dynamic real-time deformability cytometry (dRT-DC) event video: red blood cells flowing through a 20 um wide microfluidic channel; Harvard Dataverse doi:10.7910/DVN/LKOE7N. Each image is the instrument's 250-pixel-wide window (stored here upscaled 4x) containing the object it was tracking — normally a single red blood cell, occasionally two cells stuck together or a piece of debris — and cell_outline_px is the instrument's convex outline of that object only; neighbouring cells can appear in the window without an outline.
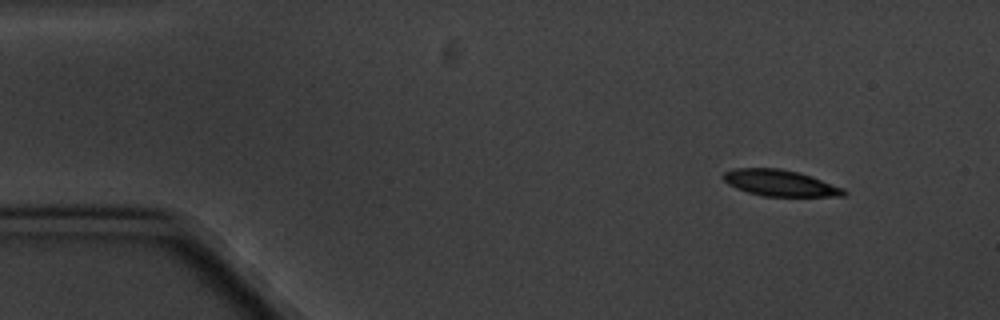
{"species": "common noctule bat (a hibernating species)", "species_latin": "Nyctalus noctula", "temperature_condition": "cold", "stored_images_in_passage": 4, "camera_frame_rate_fps": 3000, "um_per_image_px": 0.085, "animal": {"sex": "male", "body_mass_g": 20.1, "forearm_length_mm": 53.5}, "frame": {"image": 1, "passage_image": 1, "time_ms": 0.0, "image_size_px": [1000, 320], "cell_outline_px": [[848, 192], [844, 196], [764, 196], [748, 192], [736, 188], [728, 184], [720, 176], [724, 172], [736, 168], [780, 168], [800, 172], [812, 176], [844, 188]], "centroid_in_image_um": [66.31, 15.55], "position_along_channel_um": 18.7, "area_um2": 18.55}}
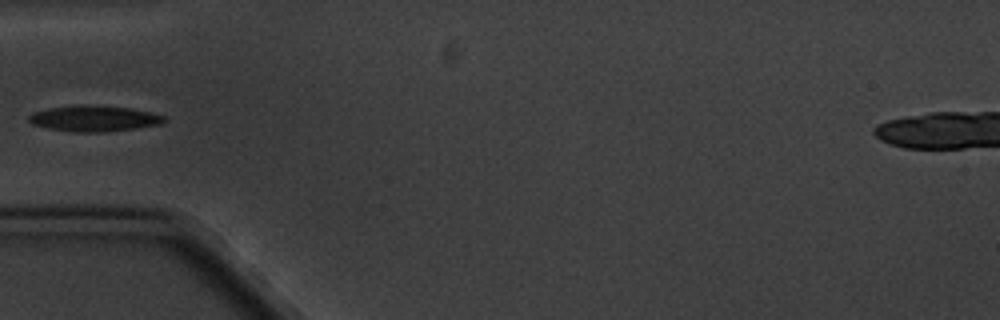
{"frame": {"image": 2, "passage_image": 4, "time_ms": 4.333, "image_size_px": [1000, 320], "cell_outline_px": [[168, 120], [160, 124], [108, 132], [72, 132], [48, 128], [32, 124], [28, 120], [28, 116], [32, 112], [48, 108], [80, 104], [132, 108], [164, 116]], "centroid_in_image_um": [7.96, 10.07], "position_along_channel_um": 77.0, "area_um2": 20.46}}